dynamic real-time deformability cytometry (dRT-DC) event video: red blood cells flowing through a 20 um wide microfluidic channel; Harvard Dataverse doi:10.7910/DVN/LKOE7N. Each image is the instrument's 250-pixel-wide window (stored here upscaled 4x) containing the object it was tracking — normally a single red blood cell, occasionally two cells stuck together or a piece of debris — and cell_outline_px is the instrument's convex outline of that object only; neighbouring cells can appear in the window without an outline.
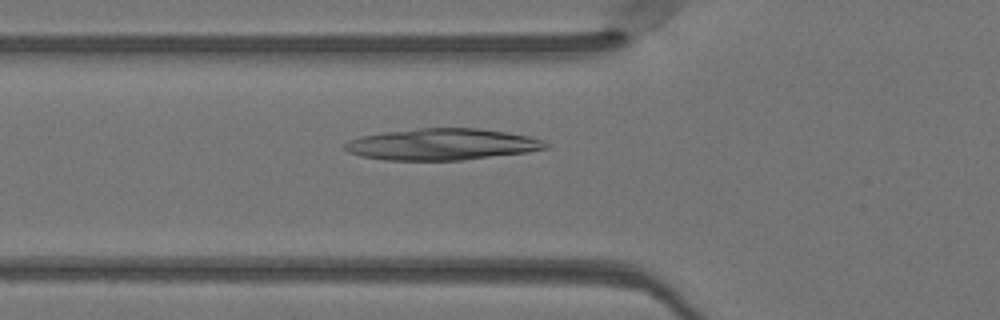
{"species": "Egyptian fruit bat (a non-hibernating species)", "species_latin": "Rousettus aegyptiacus", "temperature_condition": "warm", "stored_images_in_passage": 44, "camera_frame_rate_fps": 3000, "um_per_image_px": 0.085, "animal": {"sex": "female"}, "frame": {"image": 1, "passage_image": 12, "time_ms": 3.667, "image_size_px": [1000, 320], "cell_outline_px": [[548, 148], [528, 152], [464, 160], [384, 160], [360, 156], [348, 152], [344, 148], [344, 144], [348, 140], [360, 136], [388, 132], [420, 128], [476, 128], [504, 132], [528, 136], [544, 140], [548, 144]], "centroid_in_image_um": [37.57, 12.28], "position_along_channel_um": 88.2, "area_um2": 36.76}}
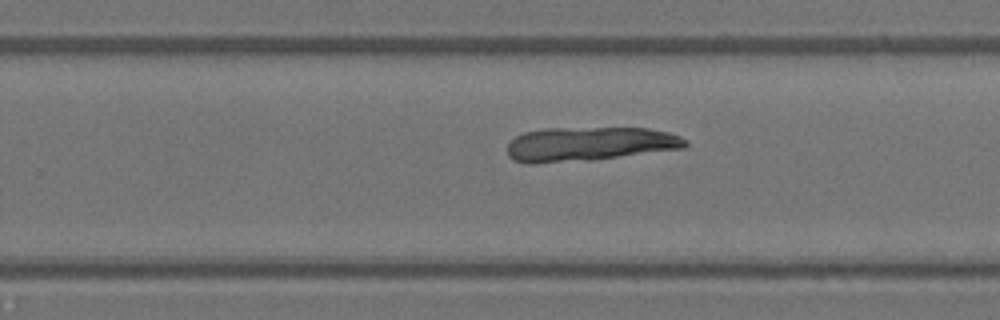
{"frame": {"image": 2, "passage_image": 26, "time_ms": 8.333, "image_size_px": [1000, 320], "cell_outline_px": [[688, 144], [684, 148], [592, 160], [536, 164], [524, 164], [512, 160], [508, 156], [508, 144], [516, 136], [524, 132], [544, 128], [648, 128], [668, 132], [680, 136], [688, 140]], "centroid_in_image_um": [50.06, 12.25], "position_along_channel_um": 279.7, "area_um2": 35.78}}
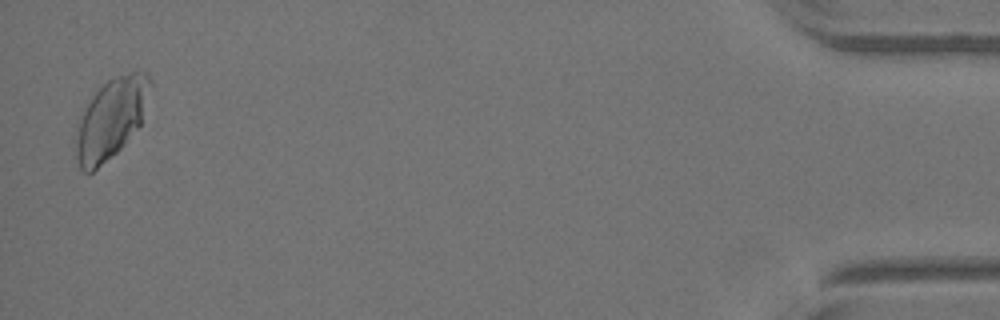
{"frame": {"image": 3, "passage_image": 43, "time_ms": 14.0, "image_size_px": [1000, 320], "cell_outline_px": [[148, 80], [140, 124], [124, 144], [116, 152], [92, 172], [84, 172], [80, 168], [76, 156], [76, 144], [80, 120], [92, 96], [108, 80], [116, 76], [132, 72], [148, 72]], "centroid_in_image_um": [9.39, 10.12], "position_along_channel_um": 425.8, "area_um2": 32.83}}